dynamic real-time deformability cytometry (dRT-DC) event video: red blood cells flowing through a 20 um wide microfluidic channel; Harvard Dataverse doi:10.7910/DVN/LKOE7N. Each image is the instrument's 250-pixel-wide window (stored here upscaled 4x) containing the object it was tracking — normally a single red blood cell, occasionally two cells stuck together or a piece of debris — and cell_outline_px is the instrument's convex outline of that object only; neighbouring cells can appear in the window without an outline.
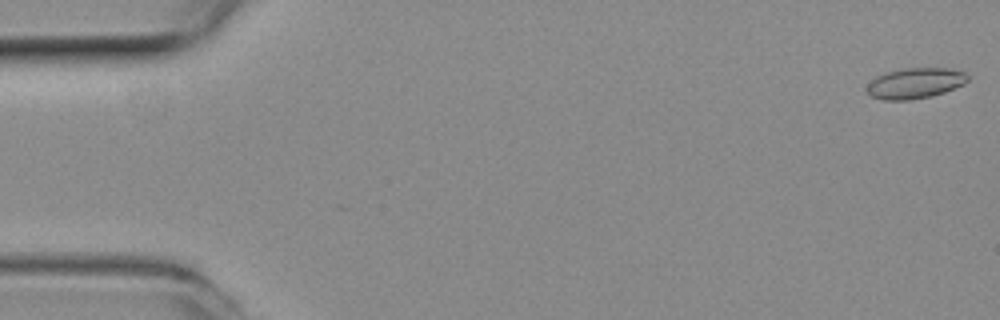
{"species": "common noctule bat (a hibernating species)", "species_latin": "Nyctalus noctula", "temperature_condition": "room temperature", "stored_images_in_passage": 52, "camera_frame_rate_fps": 3000, "um_per_image_px": 0.085, "animal": {"sex": "female", "body_mass_g": 19.3, "forearm_length_mm": 54.1}, "frame": {"image": 1, "passage_image": 1, "time_ms": 0.0, "image_size_px": [1000, 320], "cell_outline_px": [[968, 80], [964, 84], [944, 92], [932, 96], [908, 100], [884, 100], [868, 96], [868, 84], [876, 76], [884, 72], [900, 68], [948, 68], [964, 72], [968, 76]], "centroid_in_image_um": [77.76, 7.07], "position_along_channel_um": 7.2, "area_um2": 18.09}}
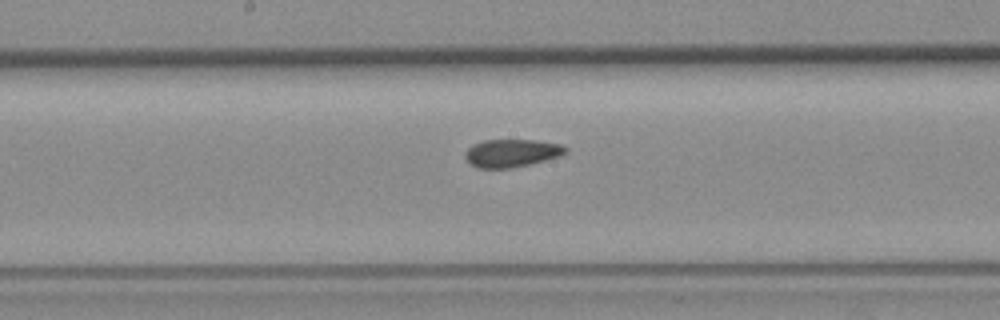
{"frame": {"image": 2, "passage_image": 27, "time_ms": 8.667, "image_size_px": [1000, 320], "cell_outline_px": [[568, 152], [560, 156], [512, 168], [476, 168], [464, 156], [464, 152], [472, 144], [484, 140], [536, 140], [560, 144], [568, 148]], "centroid_in_image_um": [43.48, 13.0], "position_along_channel_um": 204.7, "area_um2": 16.3}}
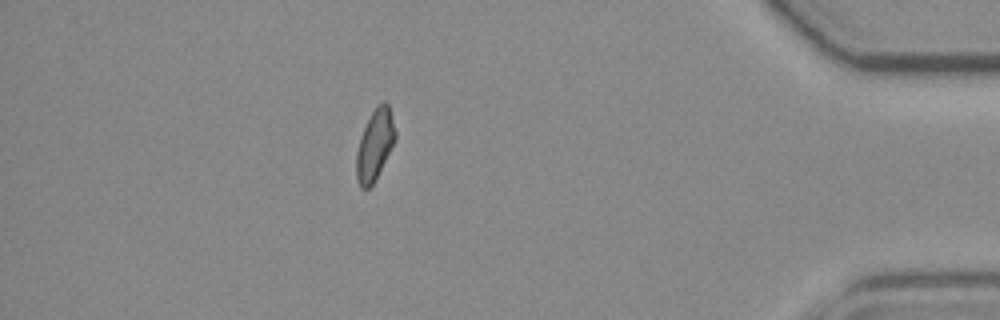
{"frame": {"image": 3, "passage_image": 46, "time_ms": 15.0, "image_size_px": [1000, 320], "cell_outline_px": [[396, 140], [372, 184], [368, 188], [360, 188], [356, 180], [356, 152], [364, 128], [376, 104], [384, 100], [388, 104], [396, 132]], "centroid_in_image_um": [31.86, 12.3], "position_along_channel_um": 403.3, "area_um2": 15.84}, "authors_computed_cell_mechanics": {"area_um2": 16.8198, "velocity_mm_per_s": 3.9166, "shape_relaxation_time_tau1_ms": null, "shape_relaxation_time_tau2_ms": 2.3819, "deformation_change_tau1": null, "deformation_change_tau2": 0.065}}